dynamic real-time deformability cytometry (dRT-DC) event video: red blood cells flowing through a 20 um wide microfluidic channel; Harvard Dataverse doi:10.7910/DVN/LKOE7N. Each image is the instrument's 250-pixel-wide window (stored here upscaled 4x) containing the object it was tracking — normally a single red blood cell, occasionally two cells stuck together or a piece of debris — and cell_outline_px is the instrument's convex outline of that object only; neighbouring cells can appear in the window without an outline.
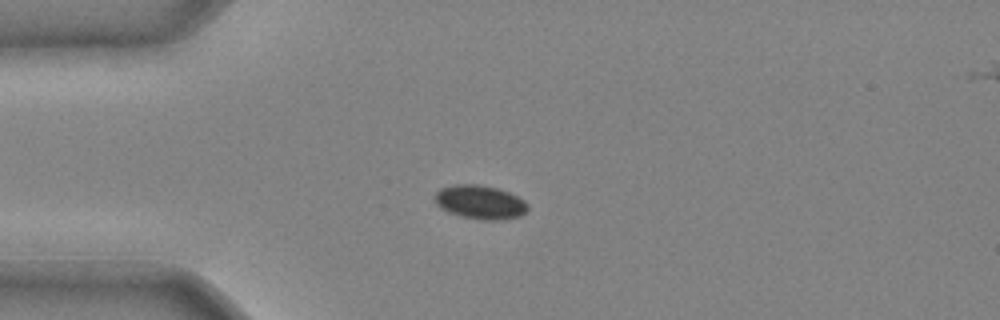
{"species": "common noctule bat (a hibernating species)", "species_latin": "Nyctalus noctula", "temperature_condition": "cold", "stored_images_in_passage": 33, "camera_frame_rate_fps": 3000, "um_per_image_px": 0.085, "animal": {"sex": "male", "body_mass_g": 20.4}, "frame": {"image": 1, "passage_image": 1, "time_ms": 0.0, "image_size_px": [1000, 320], "cell_outline_px": [[528, 208], [520, 216], [496, 220], [484, 220], [464, 216], [448, 212], [440, 208], [436, 204], [436, 192], [440, 188], [456, 184], [480, 184], [496, 188], [508, 192], [524, 200], [528, 204]], "centroid_in_image_um": [40.8, 17.17], "position_along_channel_um": 44.2, "area_um2": 18.09}}
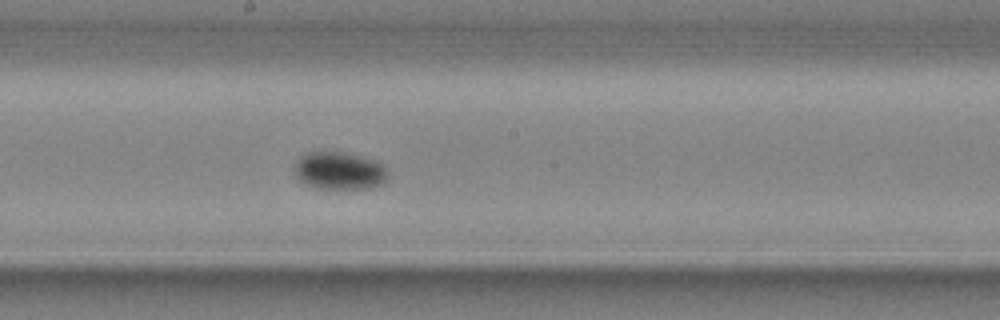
{"frame": {"image": 2, "passage_image": 14, "time_ms": 4.333, "image_size_px": [1000, 320], "cell_outline_px": [[388, 180], [384, 184], [368, 188], [316, 188], [300, 180], [296, 176], [296, 164], [300, 156], [308, 152], [344, 152], [364, 156], [376, 160], [384, 164], [388, 176]], "centroid_in_image_um": [28.92, 14.5], "position_along_channel_um": 219.3, "area_um2": 20.52}}
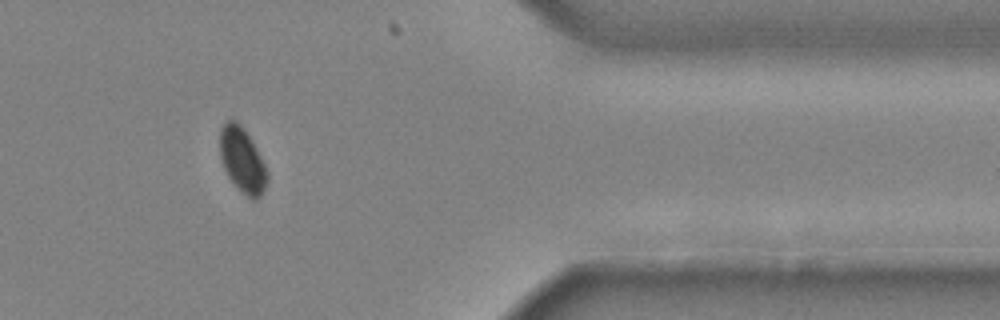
{"frame": {"image": 3, "passage_image": 27, "time_ms": 8.667, "image_size_px": [1000, 320], "cell_outline_px": [[268, 180], [260, 196], [256, 200], [252, 200], [236, 188], [228, 176], [224, 168], [220, 156], [220, 128], [228, 120], [236, 120], [244, 128], [252, 140], [268, 172]], "centroid_in_image_um": [20.59, 13.62], "position_along_channel_um": 390.8, "area_um2": 17.92}}